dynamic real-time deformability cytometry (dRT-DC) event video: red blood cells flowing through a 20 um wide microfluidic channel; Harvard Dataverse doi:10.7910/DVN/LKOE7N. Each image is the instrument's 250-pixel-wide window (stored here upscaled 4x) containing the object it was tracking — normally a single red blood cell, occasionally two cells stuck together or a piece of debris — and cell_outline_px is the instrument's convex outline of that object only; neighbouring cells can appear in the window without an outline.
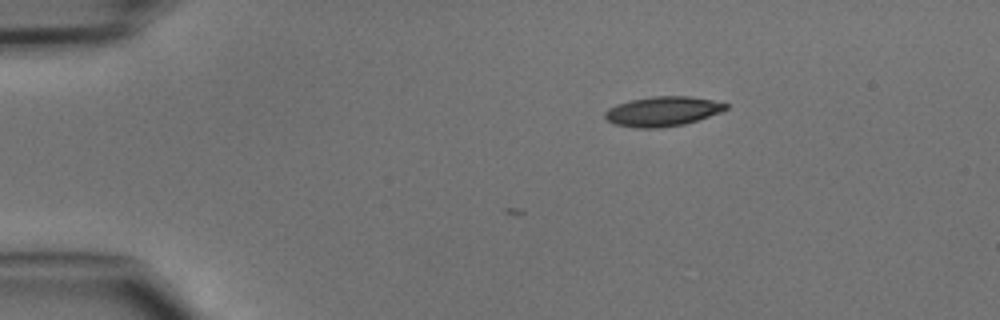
{"species": "common noctule bat (a hibernating species)", "species_latin": "Nyctalus noctula", "temperature_condition": "cold", "stored_images_in_passage": 2, "camera_frame_rate_fps": 3000, "um_per_image_px": 0.085, "animal": {"sex": "male", "body_mass_g": 15.6}, "frame": {"image": 1, "passage_image": 2, "time_ms": 0.333, "image_size_px": [1000, 320], "cell_outline_px": [[728, 108], [720, 112], [684, 124], [660, 128], [636, 128], [616, 124], [604, 120], [604, 112], [608, 108], [616, 104], [628, 100], [652, 96], [688, 96], [712, 100], [728, 104]], "centroid_in_image_um": [56.26, 9.46], "position_along_channel_um": 28.7, "area_um2": 20.98}}